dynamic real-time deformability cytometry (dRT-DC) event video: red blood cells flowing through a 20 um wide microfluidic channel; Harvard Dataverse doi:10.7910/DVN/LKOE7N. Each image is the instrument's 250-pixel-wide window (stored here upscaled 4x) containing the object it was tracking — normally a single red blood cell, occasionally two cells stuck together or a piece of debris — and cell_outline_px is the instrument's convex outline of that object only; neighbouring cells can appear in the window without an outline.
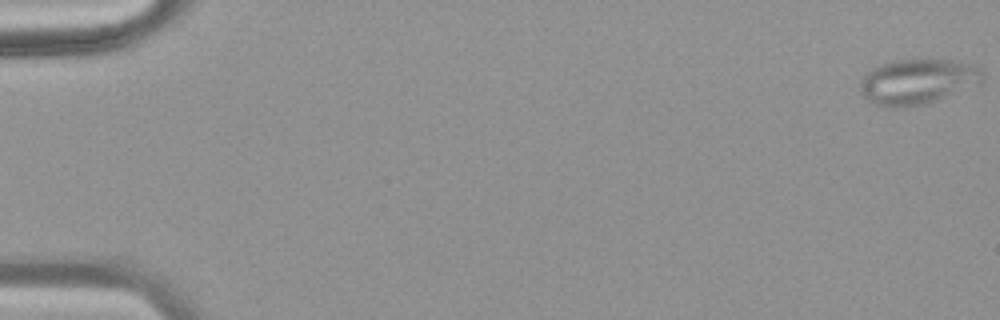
{"species": "common noctule bat (a hibernating species)", "species_latin": "Nyctalus noctula", "temperature_condition": "warm", "stored_images_in_passage": 50, "camera_frame_rate_fps": 3000, "um_per_image_px": 0.085, "animal": {"sex": "female", "body_mass_g": 18.4}, "frame": {"image": 1, "passage_image": 1, "time_ms": 0.0, "image_size_px": [1000, 320], "cell_outline_px": [[984, 80], [980, 84], [924, 104], [900, 108], [892, 108], [876, 104], [868, 100], [860, 92], [860, 80], [872, 68], [880, 64], [896, 60], [952, 60], [976, 64], [984, 72]], "centroid_in_image_um": [78.02, 6.93], "position_along_channel_um": 7.0, "area_um2": 32.37}}
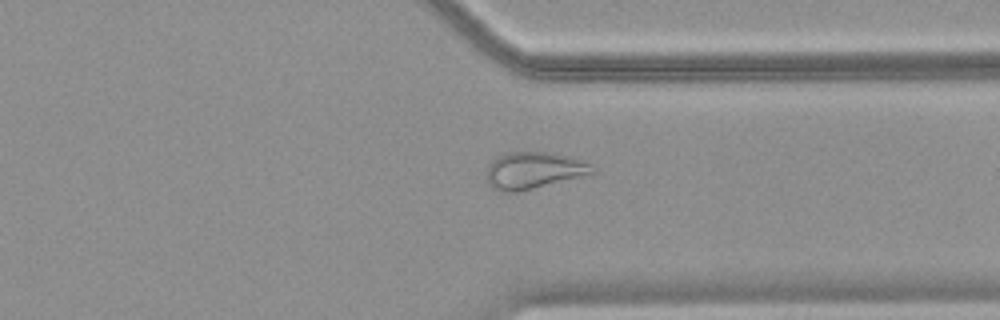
{"frame": {"image": 2, "passage_image": 39, "time_ms": 12.667, "image_size_px": [1000, 320], "cell_outline_px": [[596, 172], [516, 192], [504, 192], [492, 188], [488, 184], [488, 164], [500, 156], [508, 152], [552, 152], [568, 156], [592, 164], [596, 168]], "centroid_in_image_um": [45.37, 14.47], "position_along_channel_um": 366.0, "area_um2": 22.25}}
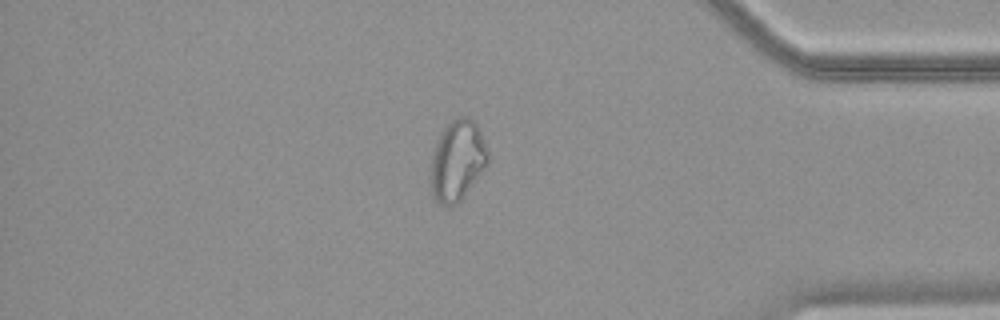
{"frame": {"image": 3, "passage_image": 43, "time_ms": 14.0, "image_size_px": [1000, 320], "cell_outline_px": [[488, 164], [460, 200], [452, 208], [448, 208], [440, 204], [432, 196], [428, 180], [428, 172], [432, 152], [440, 132], [456, 116], [468, 116], [476, 124], [480, 132], [488, 152]], "centroid_in_image_um": [38.81, 13.68], "position_along_channel_um": 396.4, "area_um2": 27.4}}